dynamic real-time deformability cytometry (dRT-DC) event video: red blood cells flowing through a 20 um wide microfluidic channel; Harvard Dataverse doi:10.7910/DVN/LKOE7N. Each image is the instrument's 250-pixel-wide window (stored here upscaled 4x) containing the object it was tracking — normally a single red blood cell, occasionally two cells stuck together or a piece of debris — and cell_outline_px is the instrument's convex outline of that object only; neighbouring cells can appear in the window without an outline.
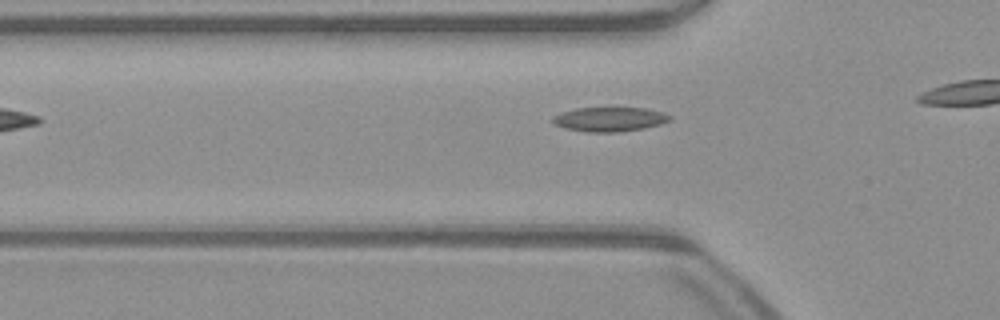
{"species": "common noctule bat (a hibernating species)", "species_latin": "Nyctalus noctula", "temperature_condition": "warm", "stored_images_in_passage": 7, "camera_frame_rate_fps": 3000, "um_per_image_px": 0.085, "animal": {"sex": "male", "body_mass_g": 23.1, "forearm_length_mm": 52.7}, "frame": {"image": 1, "passage_image": 2, "time_ms": 0.333, "image_size_px": [1000, 320], "cell_outline_px": [[672, 120], [660, 124], [644, 128], [620, 132], [584, 132], [564, 128], [556, 124], [552, 120], [552, 116], [560, 112], [576, 108], [648, 108], [664, 112], [672, 116]], "centroid_in_image_um": [51.83, 10.13], "position_along_channel_um": 74.0, "area_um2": 16.82}}
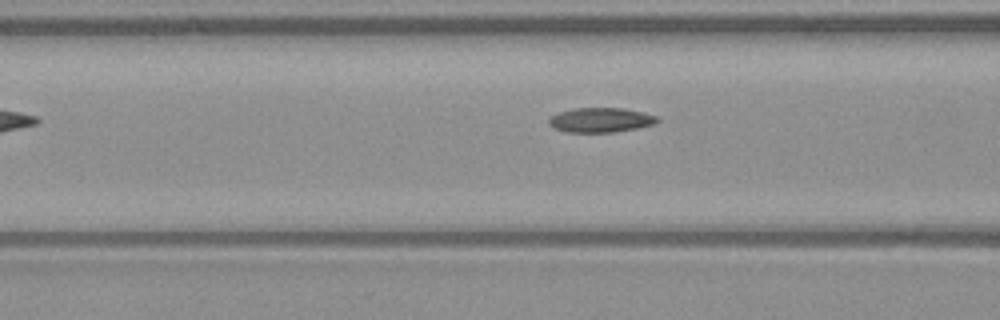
{"frame": {"image": 2, "passage_image": 5, "time_ms": 1.333, "image_size_px": [1000, 320], "cell_outline_px": [[660, 120], [656, 124], [636, 128], [612, 132], [568, 132], [552, 128], [548, 124], [548, 120], [556, 112], [572, 108], [624, 108], [644, 112], [656, 116]], "centroid_in_image_um": [51.03, 10.19], "position_along_channel_um": 115.6, "area_um2": 15.72}}